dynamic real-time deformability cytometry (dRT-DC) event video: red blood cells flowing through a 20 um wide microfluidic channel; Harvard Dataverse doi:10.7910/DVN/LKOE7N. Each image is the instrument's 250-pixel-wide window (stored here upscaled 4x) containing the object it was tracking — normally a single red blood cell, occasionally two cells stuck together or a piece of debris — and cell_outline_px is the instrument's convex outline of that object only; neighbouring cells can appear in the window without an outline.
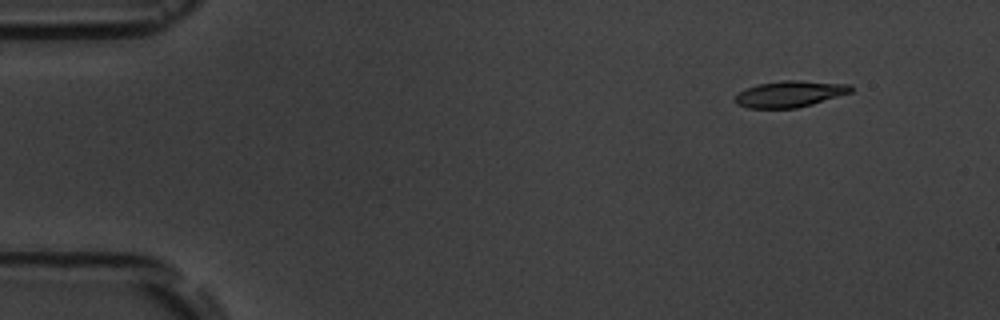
{"species": "common noctule bat (a hibernating species)", "species_latin": "Nyctalus noctula", "temperature_condition": "room temperature", "stored_images_in_passage": 5, "camera_frame_rate_fps": 3000, "um_per_image_px": 0.085, "animal": {"sex": "male", "body_mass_g": 19.5, "forearm_length_mm": 54.6}, "frame": {"image": 1, "passage_image": 2, "time_ms": 1.333, "image_size_px": [1000, 320], "cell_outline_px": [[852, 92], [812, 104], [796, 108], [748, 108], [736, 104], [732, 100], [740, 92], [756, 84], [784, 80], [800, 80], [852, 84]], "centroid_in_image_um": [67.14, 7.98], "position_along_channel_um": 17.9, "area_um2": 17.8}}
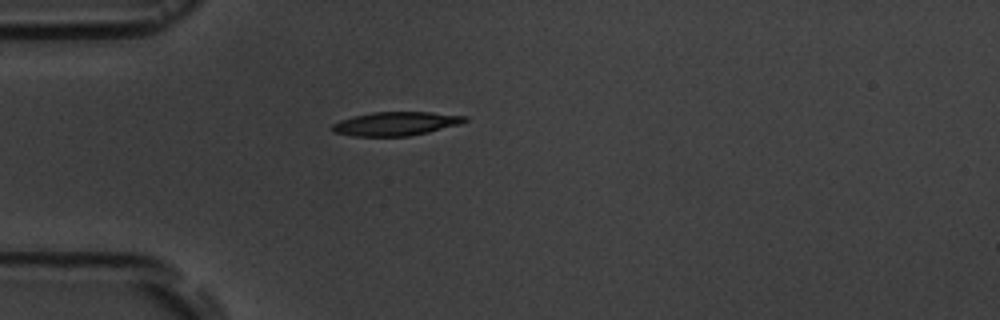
{"frame": {"image": 2, "passage_image": 5, "time_ms": 4.667, "image_size_px": [1000, 320], "cell_outline_px": [[468, 120], [460, 124], [428, 132], [408, 136], [352, 136], [332, 132], [328, 128], [332, 124], [340, 120], [352, 116], [372, 112], [432, 112], [468, 116]], "centroid_in_image_um": [33.6, 10.51], "position_along_channel_um": 51.4, "area_um2": 18.55}}